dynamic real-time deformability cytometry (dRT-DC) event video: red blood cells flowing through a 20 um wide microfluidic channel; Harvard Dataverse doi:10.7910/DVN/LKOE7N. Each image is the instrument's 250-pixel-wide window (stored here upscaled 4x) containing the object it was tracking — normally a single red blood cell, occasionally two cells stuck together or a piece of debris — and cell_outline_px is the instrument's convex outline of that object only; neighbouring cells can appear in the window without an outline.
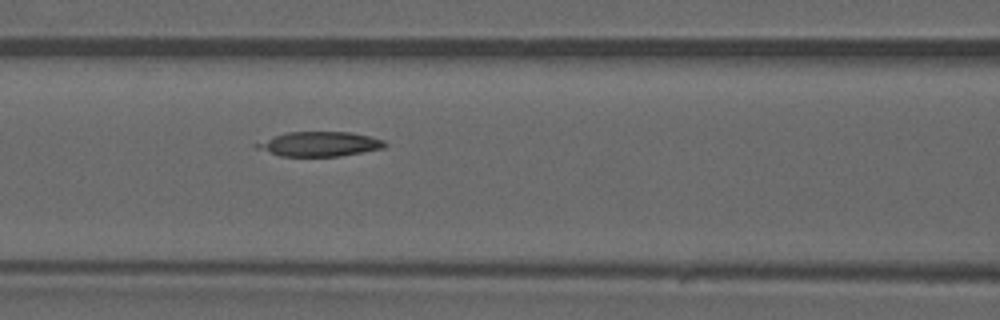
{"species": "common noctule bat (a hibernating species)", "species_latin": "Nyctalus noctula", "temperature_condition": "warm", "stored_images_in_passage": 46, "camera_frame_rate_fps": 3000, "um_per_image_px": 0.085, "animal": {"sex": "male", "forearm_length_mm": 52.5}, "frame": {"image": 1, "passage_image": 20, "time_ms": 6.333, "image_size_px": [1000, 320], "cell_outline_px": [[388, 144], [384, 148], [340, 156], [280, 156], [256, 148], [252, 144], [288, 132], [352, 132], [384, 140]], "centroid_in_image_um": [27.18, 12.24], "position_along_channel_um": 139.4, "area_um2": 18.26}}